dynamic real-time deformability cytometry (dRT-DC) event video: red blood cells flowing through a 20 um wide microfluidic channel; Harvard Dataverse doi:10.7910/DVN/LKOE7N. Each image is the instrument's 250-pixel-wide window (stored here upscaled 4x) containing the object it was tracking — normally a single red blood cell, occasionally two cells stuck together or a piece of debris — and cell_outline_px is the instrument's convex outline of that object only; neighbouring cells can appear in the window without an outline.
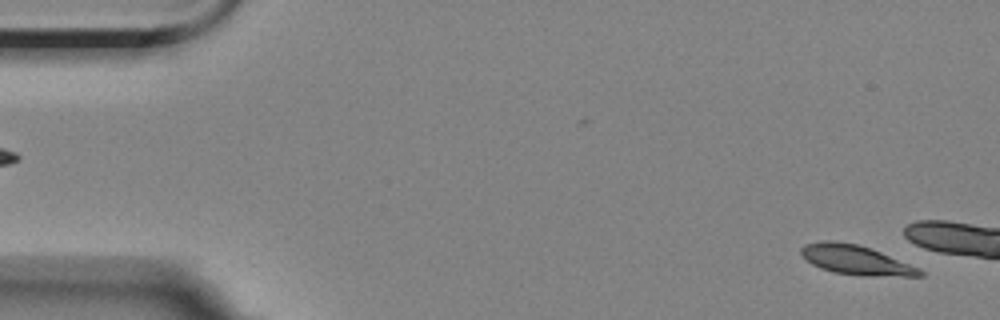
{"species": "Egyptian fruit bat (a non-hibernating species)", "species_latin": "Rousettus aegyptiacus", "temperature_condition": "room temperature", "stored_images_in_passage": 4, "camera_frame_rate_fps": 3000, "um_per_image_px": 0.085, "animal": {"sex": "female"}, "frame": {"image": 1, "passage_image": 4, "time_ms": 4.333, "image_size_px": [1000, 320], "cell_outline_px": [[924, 276], [860, 276], [832, 272], [820, 268], [804, 260], [800, 256], [800, 248], [804, 244], [824, 240], [832, 240], [856, 244], [880, 252], [920, 268], [924, 272]], "centroid_in_image_um": [72.7, 22.11], "position_along_channel_um": 12.3, "area_um2": 20.58}}